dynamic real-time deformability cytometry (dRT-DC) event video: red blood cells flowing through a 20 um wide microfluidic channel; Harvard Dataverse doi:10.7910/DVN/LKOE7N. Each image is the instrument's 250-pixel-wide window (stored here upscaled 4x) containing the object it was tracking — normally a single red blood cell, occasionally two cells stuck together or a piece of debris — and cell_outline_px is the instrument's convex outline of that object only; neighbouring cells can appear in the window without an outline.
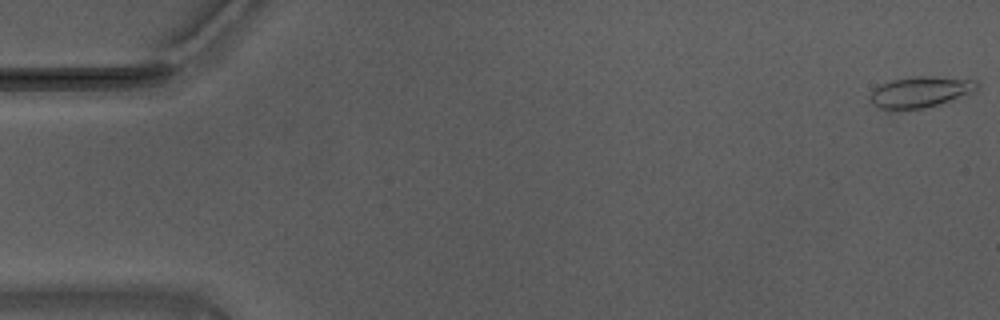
{"species": "Egyptian fruit bat (a non-hibernating species)", "species_latin": "Rousettus aegyptiacus", "temperature_condition": "warm", "stored_images_in_passage": 51, "camera_frame_rate_fps": 3000, "um_per_image_px": 0.085, "animal": {"sex": "male"}, "frame": {"image": 1, "passage_image": 1, "time_ms": 0.0, "image_size_px": [1000, 320], "cell_outline_px": [[980, 84], [976, 88], [968, 92], [948, 100], [924, 108], [880, 108], [872, 100], [872, 92], [880, 84], [892, 80], [916, 76], [928, 76], [976, 80]], "centroid_in_image_um": [78.23, 7.78], "position_along_channel_um": 6.8, "area_um2": 18.21}}
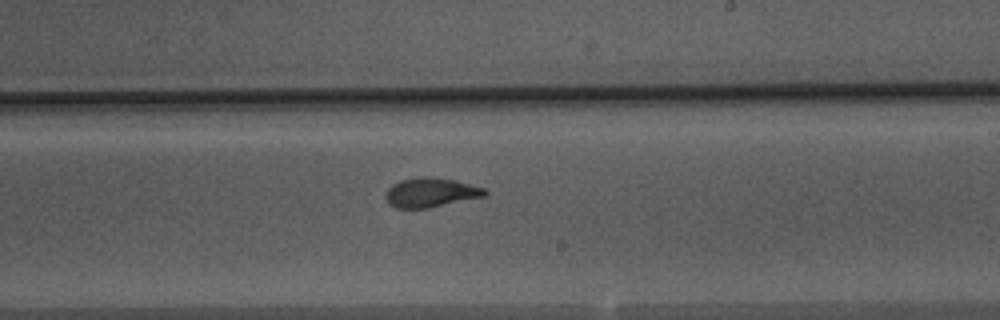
{"frame": {"image": 2, "passage_image": 33, "time_ms": 10.667, "image_size_px": [1000, 320], "cell_outline_px": [[488, 192], [484, 196], [428, 208], [396, 208], [388, 204], [384, 196], [388, 188], [392, 184], [400, 180], [416, 176], [428, 176], [452, 180], [484, 188]], "centroid_in_image_um": [36.54, 16.36], "position_along_channel_um": 252.5, "area_um2": 16.94}}
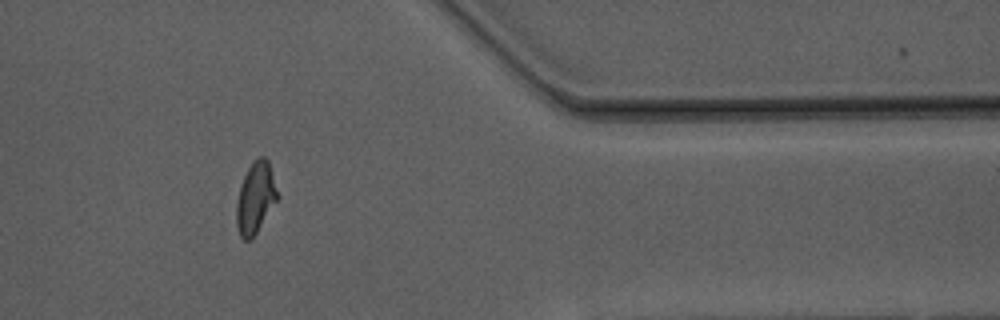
{"frame": {"image": 3, "passage_image": 46, "time_ms": 15.0, "image_size_px": [1000, 320], "cell_outline_px": [[280, 196], [252, 240], [244, 240], [240, 236], [236, 224], [236, 204], [240, 188], [244, 176], [252, 160], [256, 156], [264, 156], [268, 160]], "centroid_in_image_um": [21.73, 16.81], "position_along_channel_um": 389.7, "area_um2": 17.28}, "authors_computed_cell_mechanics": {"area_um2": 17.2244, "velocity_mm_per_s": 3.7072, "shape_relaxation_time_tau1_ms": 6.8149, "shape_relaxation_time_tau2_ms": 1.3272, "deformation_change_tau1": 0.1948, "deformation_change_tau2": 0.0712}}